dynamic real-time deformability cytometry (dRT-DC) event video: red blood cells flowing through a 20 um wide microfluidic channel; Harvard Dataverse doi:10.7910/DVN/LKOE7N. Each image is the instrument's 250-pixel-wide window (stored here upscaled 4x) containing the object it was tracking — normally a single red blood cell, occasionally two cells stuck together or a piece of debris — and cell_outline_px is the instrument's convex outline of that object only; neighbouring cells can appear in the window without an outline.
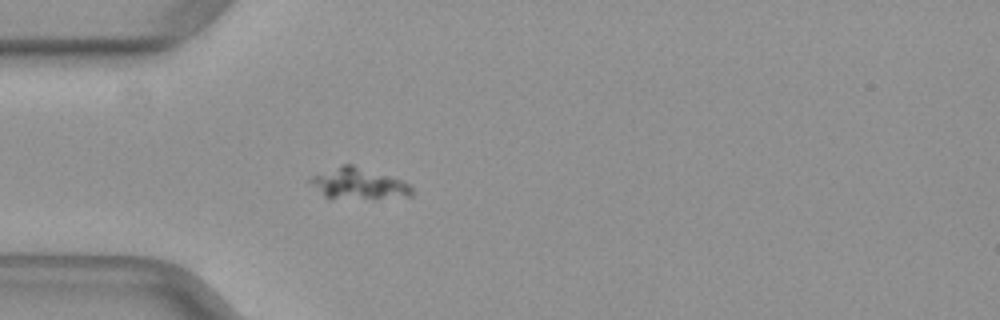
{"species": "common noctule bat (a hibernating species)", "species_latin": "Nyctalus noctula", "temperature_condition": "warm", "stored_images_in_passage": 50, "camera_frame_rate_fps": 3000, "um_per_image_px": 0.085, "animal": {"sex": "female", "body_mass_g": 29.2, "forearm_length_mm": 56.3}, "frame": {"image": 1, "passage_image": 15, "time_ms": 4.667, "image_size_px": [1000, 320], "cell_outline_px": [[412, 196], [376, 200], [328, 200], [308, 180], [312, 176], [340, 164], [352, 164], [400, 180], [408, 184], [412, 188]], "centroid_in_image_um": [30.45, 15.67], "position_along_channel_um": 54.5, "area_um2": 19.02}}
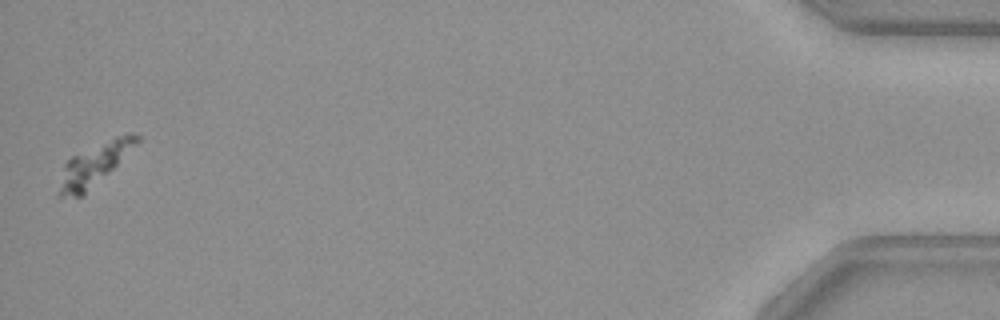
{"frame": {"image": 2, "passage_image": 50, "time_ms": 16.333, "image_size_px": [1000, 320], "cell_outline_px": [[140, 140], [84, 196], [56, 196], [64, 164], [72, 156], [116, 136], [128, 132], [140, 136]], "centroid_in_image_um": [7.97, 14.01], "position_along_channel_um": 427.2, "area_um2": 18.32}}